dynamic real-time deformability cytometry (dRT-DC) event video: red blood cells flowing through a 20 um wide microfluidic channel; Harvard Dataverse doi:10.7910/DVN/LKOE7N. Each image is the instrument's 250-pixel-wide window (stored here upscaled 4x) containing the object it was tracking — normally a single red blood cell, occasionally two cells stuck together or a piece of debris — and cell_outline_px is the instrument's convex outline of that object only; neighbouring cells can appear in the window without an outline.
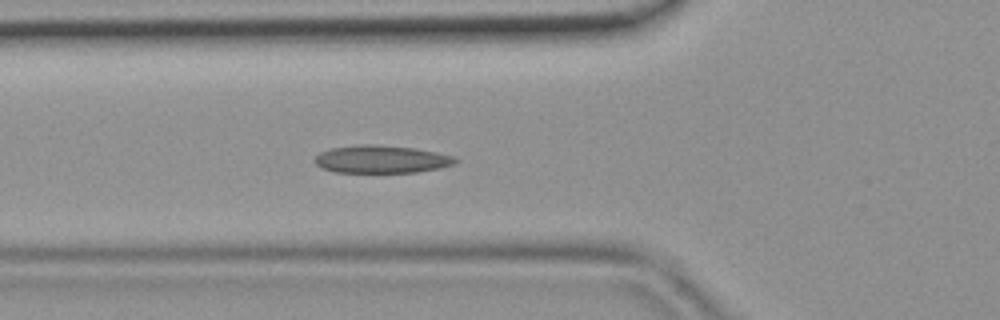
{"species": "common noctule bat (a hibernating species)", "species_latin": "Nyctalus noctula", "temperature_condition": "room temperature", "stored_images_in_passage": 45, "camera_frame_rate_fps": 3000, "um_per_image_px": 0.085, "animal": {"sex": "female", "body_mass_g": 19.9}, "frame": {"image": 1, "passage_image": 16, "time_ms": 5.0, "image_size_px": [1000, 320], "cell_outline_px": [[460, 160], [456, 164], [440, 168], [416, 172], [336, 172], [320, 168], [312, 160], [320, 152], [328, 148], [356, 144], [376, 144], [416, 148], [436, 152], [452, 156]], "centroid_in_image_um": [32.39, 13.52], "position_along_channel_um": 93.4, "area_um2": 23.06}}
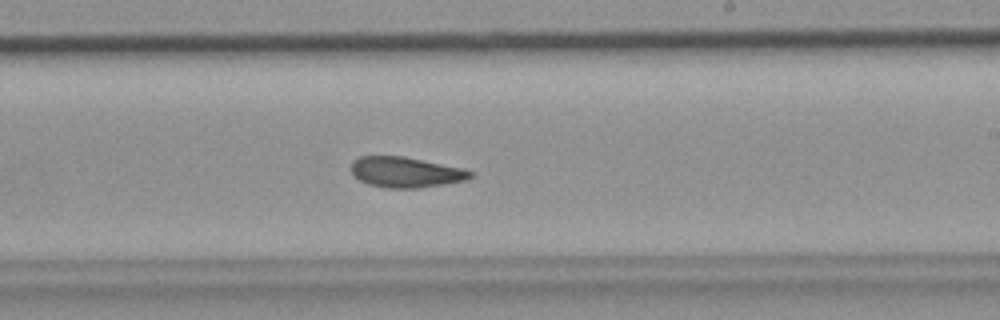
{"frame": {"image": 2, "passage_image": 27, "time_ms": 8.667, "image_size_px": [1000, 320], "cell_outline_px": [[476, 172], [472, 176], [464, 180], [444, 184], [420, 188], [388, 188], [368, 184], [360, 180], [352, 172], [352, 160], [360, 156], [404, 156], [464, 168]], "centroid_in_image_um": [34.51, 14.63], "position_along_channel_um": 254.5, "area_um2": 21.21}}
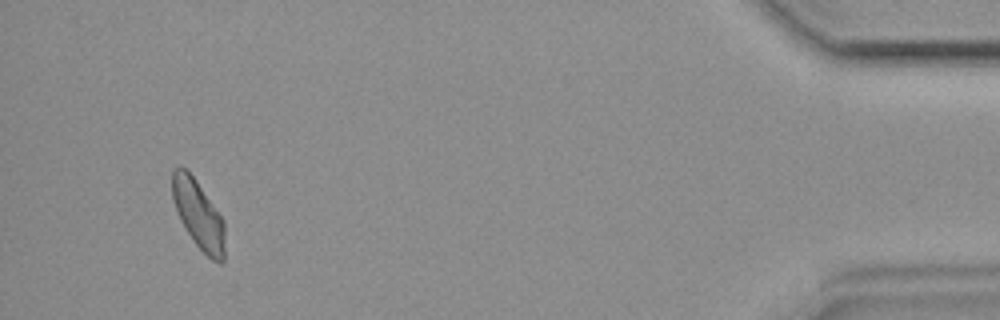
{"frame": {"image": 3, "passage_image": 43, "time_ms": 14.0, "image_size_px": [1000, 320], "cell_outline_px": [[224, 260], [220, 264], [212, 260], [192, 240], [180, 220], [172, 200], [172, 168], [180, 164], [196, 180], [224, 220]], "centroid_in_image_um": [16.84, 18.22], "position_along_channel_um": 418.4, "area_um2": 20.98}}